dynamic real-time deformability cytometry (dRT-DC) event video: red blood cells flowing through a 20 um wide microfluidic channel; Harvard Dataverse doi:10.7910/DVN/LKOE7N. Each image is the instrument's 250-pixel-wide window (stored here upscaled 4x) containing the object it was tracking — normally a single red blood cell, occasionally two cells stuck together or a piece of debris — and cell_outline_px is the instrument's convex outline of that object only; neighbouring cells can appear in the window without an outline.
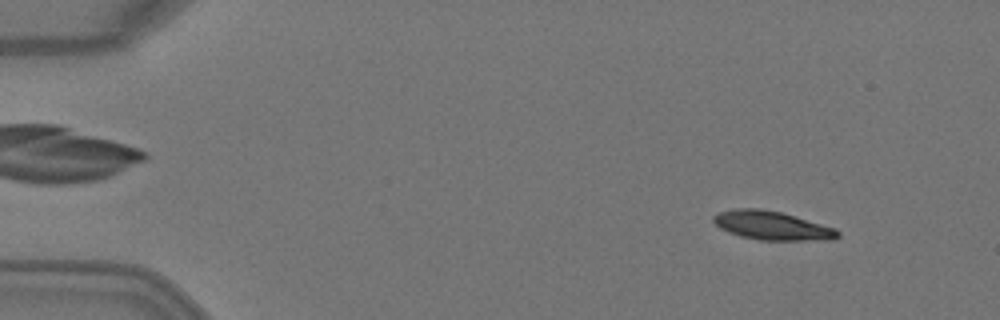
{"species": "Egyptian fruit bat (a non-hibernating species)", "species_latin": "Rousettus aegyptiacus", "temperature_condition": "warm", "stored_images_in_passage": 6, "camera_frame_rate_fps": 3000, "um_per_image_px": 0.085, "animal": {"sex": "female"}, "frame": {"image": 1, "passage_image": 1, "time_ms": 0.0, "image_size_px": [1000, 320], "cell_outline_px": [[840, 236], [836, 240], [760, 240], [740, 236], [728, 232], [720, 228], [712, 220], [712, 216], [720, 212], [736, 208], [760, 208], [780, 212], [796, 216], [836, 228], [840, 232]], "centroid_in_image_um": [65.65, 19.18], "position_along_channel_um": 19.3, "area_um2": 20.98}}
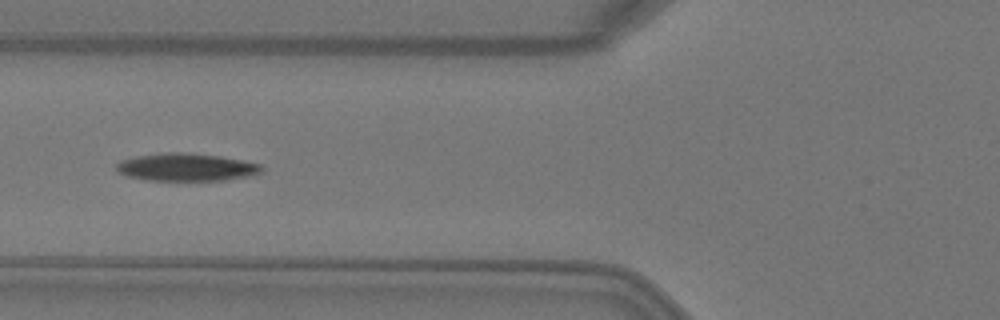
{"frame": {"image": 2, "passage_image": 5, "time_ms": 1.333, "image_size_px": [1000, 320], "cell_outline_px": [[264, 172], [248, 176], [228, 180], [148, 180], [128, 176], [120, 172], [116, 168], [116, 164], [124, 160], [136, 156], [168, 152], [180, 152], [220, 156], [244, 160], [264, 164]], "centroid_in_image_um": [15.94, 14.21], "position_along_channel_um": 109.9, "area_um2": 23.41}}
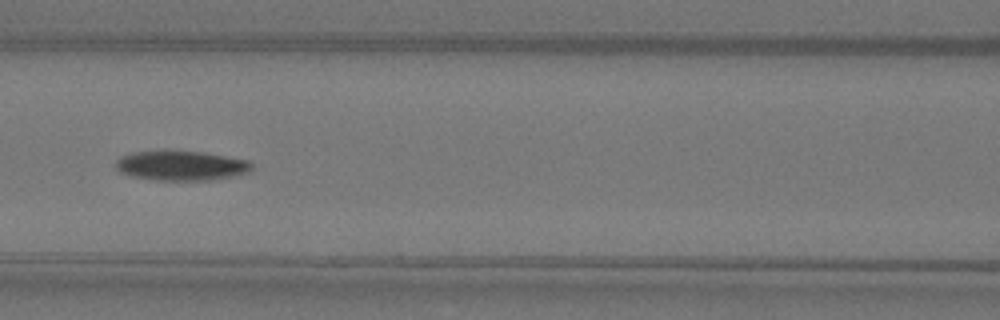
{"frame": {"image": 3, "passage_image": 6, "time_ms": 1.667, "image_size_px": [1000, 320], "cell_outline_px": [[252, 168], [248, 172], [232, 176], [212, 180], [156, 180], [132, 176], [120, 172], [116, 168], [116, 160], [120, 156], [132, 152], [204, 152], [248, 160], [252, 164]], "centroid_in_image_um": [15.4, 14.09], "position_along_channel_um": 151.2, "area_um2": 23.18}}